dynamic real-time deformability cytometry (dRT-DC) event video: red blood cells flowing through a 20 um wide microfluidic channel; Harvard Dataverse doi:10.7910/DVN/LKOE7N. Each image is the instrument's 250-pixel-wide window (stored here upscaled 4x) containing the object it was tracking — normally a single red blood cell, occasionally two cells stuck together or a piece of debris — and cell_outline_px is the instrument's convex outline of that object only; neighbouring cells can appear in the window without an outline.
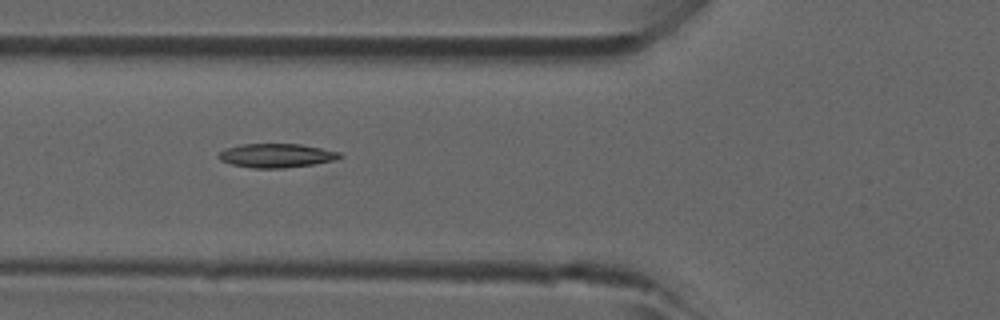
{"species": "common noctule bat (a hibernating species)", "species_latin": "Nyctalus noctula", "temperature_condition": "room temperature", "stored_images_in_passage": 6, "camera_frame_rate_fps": 3000, "um_per_image_px": 0.085, "animal": {"sex": "male", "forearm_length_mm": 52.5}, "frame": {"image": 1, "passage_image": 6, "time_ms": 1.667, "image_size_px": [1000, 320], "cell_outline_px": [[344, 156], [336, 160], [312, 164], [284, 168], [252, 168], [232, 164], [220, 160], [216, 156], [220, 152], [228, 148], [240, 144], [300, 144], [340, 152]], "centroid_in_image_um": [23.5, 13.22], "position_along_channel_um": 102.3, "area_um2": 16.82}}